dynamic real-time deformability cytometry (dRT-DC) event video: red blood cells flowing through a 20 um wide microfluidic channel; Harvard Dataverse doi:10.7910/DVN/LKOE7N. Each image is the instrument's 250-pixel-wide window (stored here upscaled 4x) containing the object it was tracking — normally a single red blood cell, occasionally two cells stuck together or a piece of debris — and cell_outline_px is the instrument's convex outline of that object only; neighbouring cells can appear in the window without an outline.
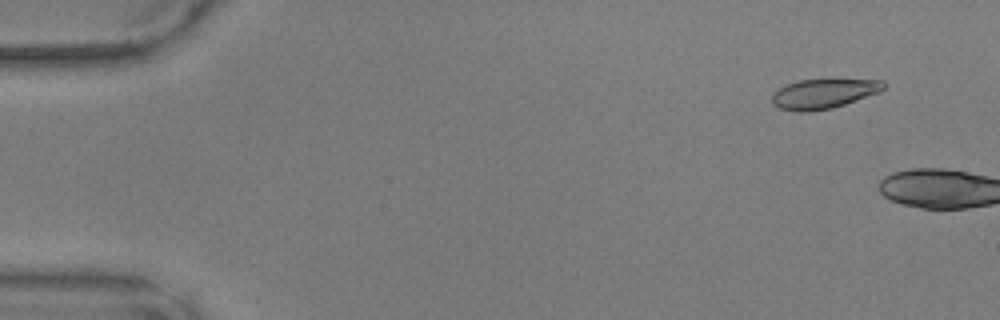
{"species": "common noctule bat (a hibernating species)", "species_latin": "Nyctalus noctula", "temperature_condition": "warm", "stored_images_in_passage": 6, "camera_frame_rate_fps": 3000, "um_per_image_px": 0.085, "animal": {"sex": "male", "body_mass_g": 17.9, "forearm_length_mm": 54.2}, "frame": {"image": 1, "passage_image": 4, "time_ms": 1.0, "image_size_px": [1000, 320], "cell_outline_px": [[884, 88], [880, 92], [832, 108], [808, 112], [796, 112], [780, 108], [772, 104], [772, 96], [780, 88], [788, 84], [800, 80], [832, 76], [884, 80]], "centroid_in_image_um": [70.07, 7.9], "position_along_channel_um": 14.9, "area_um2": 20.17}}